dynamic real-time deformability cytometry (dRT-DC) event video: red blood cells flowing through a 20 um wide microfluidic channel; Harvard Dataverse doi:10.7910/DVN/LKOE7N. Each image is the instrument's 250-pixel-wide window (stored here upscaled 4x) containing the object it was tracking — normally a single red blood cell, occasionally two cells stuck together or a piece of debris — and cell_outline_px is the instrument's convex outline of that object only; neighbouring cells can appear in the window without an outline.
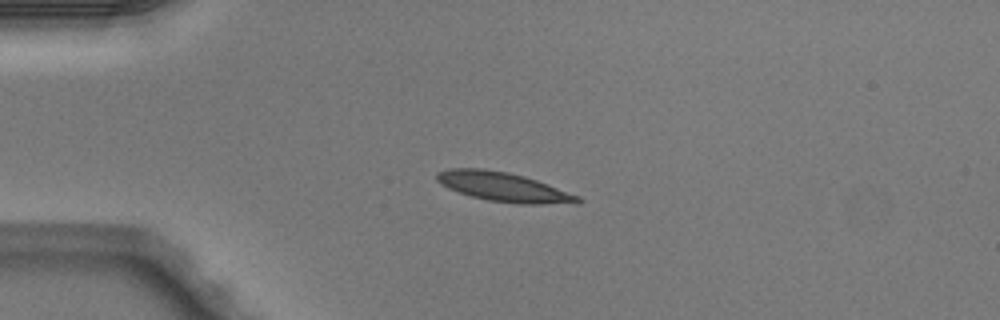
{"species": "Egyptian fruit bat (a non-hibernating species)", "species_latin": "Rousettus aegyptiacus", "temperature_condition": "warm", "stored_images_in_passage": 4, "camera_frame_rate_fps": 3000, "um_per_image_px": 0.085, "animal": {"sex": "male"}, "frame": {"image": 1, "passage_image": 3, "time_ms": 0.667, "image_size_px": [1000, 320], "cell_outline_px": [[584, 200], [580, 204], [520, 204], [488, 200], [472, 196], [448, 188], [440, 184], [436, 180], [436, 172], [448, 168], [480, 168], [504, 172], [524, 176], [536, 180], [580, 196]], "centroid_in_image_um": [42.83, 15.9], "position_along_channel_um": 42.2, "area_um2": 24.04}}